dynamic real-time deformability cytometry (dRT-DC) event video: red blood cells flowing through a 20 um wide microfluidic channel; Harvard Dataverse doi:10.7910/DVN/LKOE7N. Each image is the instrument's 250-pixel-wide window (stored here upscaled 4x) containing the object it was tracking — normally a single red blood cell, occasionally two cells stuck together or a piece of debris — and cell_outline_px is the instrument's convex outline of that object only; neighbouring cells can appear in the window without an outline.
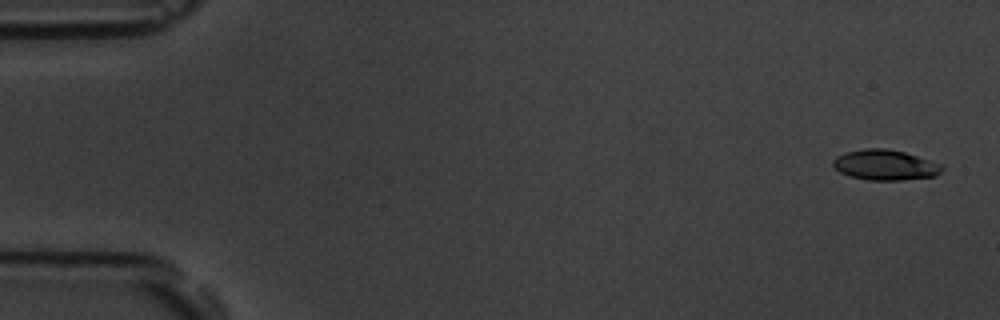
{"species": "common noctule bat (a hibernating species)", "species_latin": "Nyctalus noctula", "temperature_condition": "room temperature", "stored_images_in_passage": 5, "camera_frame_rate_fps": 3000, "um_per_image_px": 0.085, "animal": {"sex": "male", "body_mass_g": 19.5, "forearm_length_mm": 54.6}, "frame": {"image": 1, "passage_image": 1, "time_ms": 0.0, "image_size_px": [1000, 320], "cell_outline_px": [[944, 168], [936, 176], [900, 180], [868, 180], [848, 176], [840, 172], [832, 164], [832, 160], [836, 156], [844, 152], [864, 148], [884, 148], [904, 152], [940, 164]], "centroid_in_image_um": [75.18, 14.02], "position_along_channel_um": 9.8, "area_um2": 19.25}}
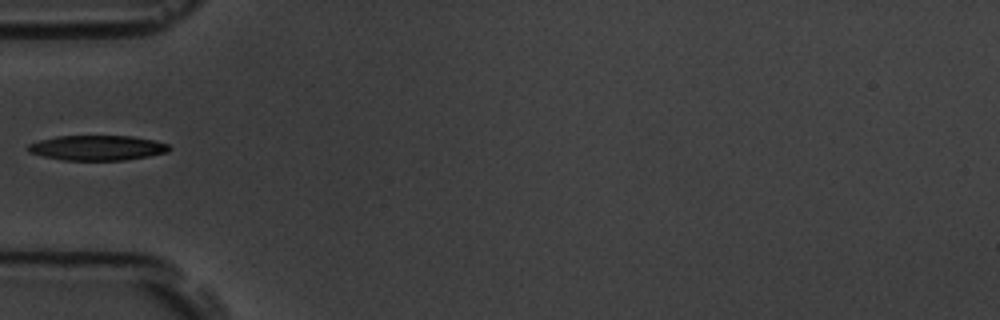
{"frame": {"image": 2, "passage_image": 5, "time_ms": 5.667, "image_size_px": [1000, 320], "cell_outline_px": [[172, 148], [168, 152], [148, 156], [124, 160], [64, 160], [44, 156], [28, 152], [28, 144], [40, 140], [56, 136], [132, 136], [156, 140], [168, 144]], "centroid_in_image_um": [8.3, 12.56], "position_along_channel_um": 76.7, "area_um2": 20.58}}